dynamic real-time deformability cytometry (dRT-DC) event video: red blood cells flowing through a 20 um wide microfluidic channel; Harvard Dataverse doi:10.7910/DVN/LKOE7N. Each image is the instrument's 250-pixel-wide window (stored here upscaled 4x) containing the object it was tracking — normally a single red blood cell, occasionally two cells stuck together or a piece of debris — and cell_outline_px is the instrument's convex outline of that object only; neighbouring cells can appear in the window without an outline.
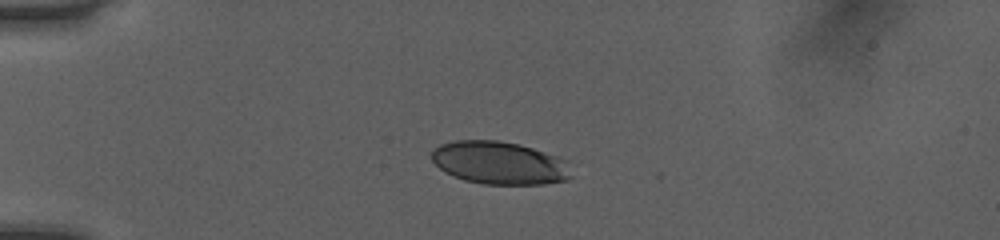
{"species": "human", "species_latin": "Homo sapiens", "temperature_condition": "room temperature", "stored_images_in_passage": 39, "camera_frame_rate_fps": 3000, "um_per_image_px": 0.085, "donor": {"sex": "female"}, "frame": {"image": 1, "passage_image": 1, "time_ms": 0.0, "image_size_px": [1000, 240], "cell_outline_px": [[572, 176], [568, 180], [544, 184], [484, 184], [464, 180], [444, 172], [432, 160], [432, 152], [440, 144], [456, 140], [496, 140], [520, 144], [568, 160]], "centroid_in_image_um": [42.48, 13.85], "position_along_channel_um": 42.5, "area_um2": 34.97}}
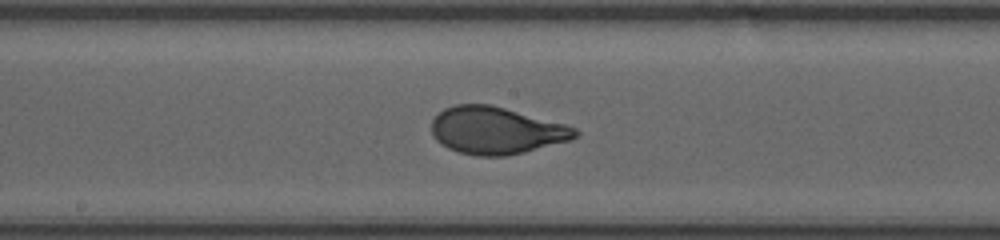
{"frame": {"image": 2, "passage_image": 16, "time_ms": 5.0, "image_size_px": [1000, 240], "cell_outline_px": [[580, 132], [572, 140], [524, 152], [504, 156], [476, 156], [460, 152], [448, 148], [440, 144], [432, 136], [432, 120], [444, 108], [456, 104], [492, 104], [564, 124], [576, 128]], "centroid_in_image_um": [42.17, 11.09], "position_along_channel_um": 206.0, "area_um2": 39.54}}
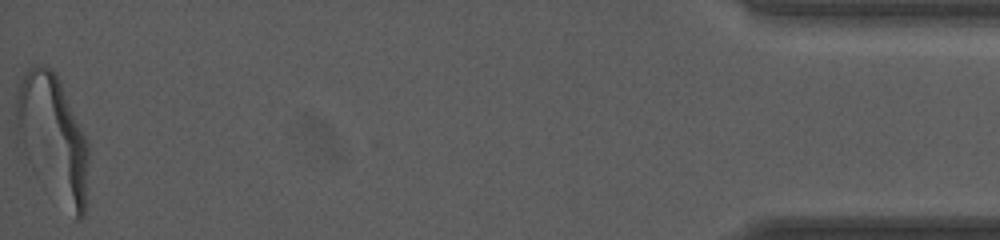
{"frame": {"image": 3, "passage_image": 39, "time_ms": 12.667, "image_size_px": [1000, 240], "cell_outline_px": [[88, 164], [84, 216], [80, 220], [76, 220], [36, 176], [20, 152], [16, 128], [16, 96], [20, 80], [28, 68], [36, 64], [44, 64], [56, 72], [88, 144]], "centroid_in_image_um": [4.45, 11.71], "position_along_channel_um": 430.8, "area_um2": 53.18}, "authors_computed_cell_mechanics": {"area_um2": 39.4196, "velocity_mm_per_s": 4.0539, "shape_relaxation_time_tau1_ms": 2.9485, "shape_relaxation_time_tau2_ms": null, "deformation_change_tau1": 0.1868, "deformation_change_tau2": null}}